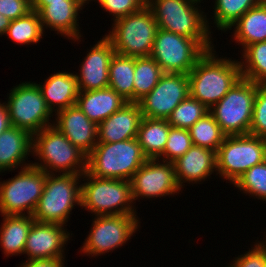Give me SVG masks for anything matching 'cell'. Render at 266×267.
Wrapping results in <instances>:
<instances>
[{
	"label": "cell",
	"instance_id": "4",
	"mask_svg": "<svg viewBox=\"0 0 266 267\" xmlns=\"http://www.w3.org/2000/svg\"><path fill=\"white\" fill-rule=\"evenodd\" d=\"M146 160L137 138L98 142L87 156V172L96 178L131 180Z\"/></svg>",
	"mask_w": 266,
	"mask_h": 267
},
{
	"label": "cell",
	"instance_id": "32",
	"mask_svg": "<svg viewBox=\"0 0 266 267\" xmlns=\"http://www.w3.org/2000/svg\"><path fill=\"white\" fill-rule=\"evenodd\" d=\"M189 132L193 145L210 149L216 153L227 136L210 112L191 126Z\"/></svg>",
	"mask_w": 266,
	"mask_h": 267
},
{
	"label": "cell",
	"instance_id": "3",
	"mask_svg": "<svg viewBox=\"0 0 266 267\" xmlns=\"http://www.w3.org/2000/svg\"><path fill=\"white\" fill-rule=\"evenodd\" d=\"M33 156L41 163H32L47 174L83 175L87 171V156L74 146L55 126L45 127L33 135Z\"/></svg>",
	"mask_w": 266,
	"mask_h": 267
},
{
	"label": "cell",
	"instance_id": "7",
	"mask_svg": "<svg viewBox=\"0 0 266 267\" xmlns=\"http://www.w3.org/2000/svg\"><path fill=\"white\" fill-rule=\"evenodd\" d=\"M80 178L82 175L47 174L43 193L32 215L35 221L65 225L73 207L81 206V185H77Z\"/></svg>",
	"mask_w": 266,
	"mask_h": 267
},
{
	"label": "cell",
	"instance_id": "30",
	"mask_svg": "<svg viewBox=\"0 0 266 267\" xmlns=\"http://www.w3.org/2000/svg\"><path fill=\"white\" fill-rule=\"evenodd\" d=\"M240 63L242 78L257 84H266V41L248 45Z\"/></svg>",
	"mask_w": 266,
	"mask_h": 267
},
{
	"label": "cell",
	"instance_id": "28",
	"mask_svg": "<svg viewBox=\"0 0 266 267\" xmlns=\"http://www.w3.org/2000/svg\"><path fill=\"white\" fill-rule=\"evenodd\" d=\"M135 57L114 53L109 65V85L128 102H134Z\"/></svg>",
	"mask_w": 266,
	"mask_h": 267
},
{
	"label": "cell",
	"instance_id": "24",
	"mask_svg": "<svg viewBox=\"0 0 266 267\" xmlns=\"http://www.w3.org/2000/svg\"><path fill=\"white\" fill-rule=\"evenodd\" d=\"M33 136L26 130L9 127L0 135V173L18 166L27 167L25 159L32 152ZM24 164V165H23Z\"/></svg>",
	"mask_w": 266,
	"mask_h": 267
},
{
	"label": "cell",
	"instance_id": "26",
	"mask_svg": "<svg viewBox=\"0 0 266 267\" xmlns=\"http://www.w3.org/2000/svg\"><path fill=\"white\" fill-rule=\"evenodd\" d=\"M170 128L167 119L142 118L137 139L147 159H160L164 153Z\"/></svg>",
	"mask_w": 266,
	"mask_h": 267
},
{
	"label": "cell",
	"instance_id": "11",
	"mask_svg": "<svg viewBox=\"0 0 266 267\" xmlns=\"http://www.w3.org/2000/svg\"><path fill=\"white\" fill-rule=\"evenodd\" d=\"M6 106L11 126L26 130L32 136L53 124L49 122V117L53 115L35 82H23L14 86L10 90Z\"/></svg>",
	"mask_w": 266,
	"mask_h": 267
},
{
	"label": "cell",
	"instance_id": "5",
	"mask_svg": "<svg viewBox=\"0 0 266 267\" xmlns=\"http://www.w3.org/2000/svg\"><path fill=\"white\" fill-rule=\"evenodd\" d=\"M82 177L87 182L80 184L81 207L96 216L136 214L130 180L96 178L87 171Z\"/></svg>",
	"mask_w": 266,
	"mask_h": 267
},
{
	"label": "cell",
	"instance_id": "41",
	"mask_svg": "<svg viewBox=\"0 0 266 267\" xmlns=\"http://www.w3.org/2000/svg\"><path fill=\"white\" fill-rule=\"evenodd\" d=\"M63 262L56 259L26 260L20 267H65Z\"/></svg>",
	"mask_w": 266,
	"mask_h": 267
},
{
	"label": "cell",
	"instance_id": "22",
	"mask_svg": "<svg viewBox=\"0 0 266 267\" xmlns=\"http://www.w3.org/2000/svg\"><path fill=\"white\" fill-rule=\"evenodd\" d=\"M37 85L51 113L59 112L77 103L79 88L76 75L73 73L57 72L48 77L43 85ZM54 108L57 109L53 110Z\"/></svg>",
	"mask_w": 266,
	"mask_h": 267
},
{
	"label": "cell",
	"instance_id": "25",
	"mask_svg": "<svg viewBox=\"0 0 266 267\" xmlns=\"http://www.w3.org/2000/svg\"><path fill=\"white\" fill-rule=\"evenodd\" d=\"M0 245L7 257L24 253L30 227L35 219L31 215H2Z\"/></svg>",
	"mask_w": 266,
	"mask_h": 267
},
{
	"label": "cell",
	"instance_id": "44",
	"mask_svg": "<svg viewBox=\"0 0 266 267\" xmlns=\"http://www.w3.org/2000/svg\"><path fill=\"white\" fill-rule=\"evenodd\" d=\"M11 20L5 16L0 15V35H5Z\"/></svg>",
	"mask_w": 266,
	"mask_h": 267
},
{
	"label": "cell",
	"instance_id": "39",
	"mask_svg": "<svg viewBox=\"0 0 266 267\" xmlns=\"http://www.w3.org/2000/svg\"><path fill=\"white\" fill-rule=\"evenodd\" d=\"M254 248L238 256L230 267H266V239L254 244Z\"/></svg>",
	"mask_w": 266,
	"mask_h": 267
},
{
	"label": "cell",
	"instance_id": "42",
	"mask_svg": "<svg viewBox=\"0 0 266 267\" xmlns=\"http://www.w3.org/2000/svg\"><path fill=\"white\" fill-rule=\"evenodd\" d=\"M9 127H11L10 118L5 103L0 102V135Z\"/></svg>",
	"mask_w": 266,
	"mask_h": 267
},
{
	"label": "cell",
	"instance_id": "17",
	"mask_svg": "<svg viewBox=\"0 0 266 267\" xmlns=\"http://www.w3.org/2000/svg\"><path fill=\"white\" fill-rule=\"evenodd\" d=\"M115 53L112 43L104 36L88 52L77 73L79 91H92L108 87L109 65Z\"/></svg>",
	"mask_w": 266,
	"mask_h": 267
},
{
	"label": "cell",
	"instance_id": "43",
	"mask_svg": "<svg viewBox=\"0 0 266 267\" xmlns=\"http://www.w3.org/2000/svg\"><path fill=\"white\" fill-rule=\"evenodd\" d=\"M64 0H33L32 10L39 12L45 5H48L50 2H57Z\"/></svg>",
	"mask_w": 266,
	"mask_h": 267
},
{
	"label": "cell",
	"instance_id": "10",
	"mask_svg": "<svg viewBox=\"0 0 266 267\" xmlns=\"http://www.w3.org/2000/svg\"><path fill=\"white\" fill-rule=\"evenodd\" d=\"M20 170L11 180L0 182L1 215H26V211L32 216L38 205L47 173L33 165Z\"/></svg>",
	"mask_w": 266,
	"mask_h": 267
},
{
	"label": "cell",
	"instance_id": "36",
	"mask_svg": "<svg viewBox=\"0 0 266 267\" xmlns=\"http://www.w3.org/2000/svg\"><path fill=\"white\" fill-rule=\"evenodd\" d=\"M189 129L171 127L164 148V153L160 158L162 161L174 162L182 157L192 146Z\"/></svg>",
	"mask_w": 266,
	"mask_h": 267
},
{
	"label": "cell",
	"instance_id": "33",
	"mask_svg": "<svg viewBox=\"0 0 266 267\" xmlns=\"http://www.w3.org/2000/svg\"><path fill=\"white\" fill-rule=\"evenodd\" d=\"M256 5V0H216L213 8L214 23L218 30H231L244 14Z\"/></svg>",
	"mask_w": 266,
	"mask_h": 267
},
{
	"label": "cell",
	"instance_id": "19",
	"mask_svg": "<svg viewBox=\"0 0 266 267\" xmlns=\"http://www.w3.org/2000/svg\"><path fill=\"white\" fill-rule=\"evenodd\" d=\"M142 118L138 102L126 103L98 125V142L114 143L137 138Z\"/></svg>",
	"mask_w": 266,
	"mask_h": 267
},
{
	"label": "cell",
	"instance_id": "8",
	"mask_svg": "<svg viewBox=\"0 0 266 267\" xmlns=\"http://www.w3.org/2000/svg\"><path fill=\"white\" fill-rule=\"evenodd\" d=\"M257 83L240 78L209 112L228 135L249 134Z\"/></svg>",
	"mask_w": 266,
	"mask_h": 267
},
{
	"label": "cell",
	"instance_id": "6",
	"mask_svg": "<svg viewBox=\"0 0 266 267\" xmlns=\"http://www.w3.org/2000/svg\"><path fill=\"white\" fill-rule=\"evenodd\" d=\"M113 22L112 31L105 37L112 43L115 53L133 57L151 55L158 24L147 5Z\"/></svg>",
	"mask_w": 266,
	"mask_h": 267
},
{
	"label": "cell",
	"instance_id": "18",
	"mask_svg": "<svg viewBox=\"0 0 266 267\" xmlns=\"http://www.w3.org/2000/svg\"><path fill=\"white\" fill-rule=\"evenodd\" d=\"M53 124L81 152L88 156L98 143L96 125L77 104L57 112Z\"/></svg>",
	"mask_w": 266,
	"mask_h": 267
},
{
	"label": "cell",
	"instance_id": "14",
	"mask_svg": "<svg viewBox=\"0 0 266 267\" xmlns=\"http://www.w3.org/2000/svg\"><path fill=\"white\" fill-rule=\"evenodd\" d=\"M188 96V74L163 73L158 84L138 104L143 117L168 119L175 107Z\"/></svg>",
	"mask_w": 266,
	"mask_h": 267
},
{
	"label": "cell",
	"instance_id": "9",
	"mask_svg": "<svg viewBox=\"0 0 266 267\" xmlns=\"http://www.w3.org/2000/svg\"><path fill=\"white\" fill-rule=\"evenodd\" d=\"M266 160V139L246 135H228L216 153V173L234 184L238 178Z\"/></svg>",
	"mask_w": 266,
	"mask_h": 267
},
{
	"label": "cell",
	"instance_id": "16",
	"mask_svg": "<svg viewBox=\"0 0 266 267\" xmlns=\"http://www.w3.org/2000/svg\"><path fill=\"white\" fill-rule=\"evenodd\" d=\"M69 235L64 225L34 221L29 229L23 254H27L28 260H64L63 247L70 239Z\"/></svg>",
	"mask_w": 266,
	"mask_h": 267
},
{
	"label": "cell",
	"instance_id": "29",
	"mask_svg": "<svg viewBox=\"0 0 266 267\" xmlns=\"http://www.w3.org/2000/svg\"><path fill=\"white\" fill-rule=\"evenodd\" d=\"M5 34L20 45L38 43L40 39H42V36H44V30L42 22L40 21L39 13L32 10L25 16L11 20Z\"/></svg>",
	"mask_w": 266,
	"mask_h": 267
},
{
	"label": "cell",
	"instance_id": "31",
	"mask_svg": "<svg viewBox=\"0 0 266 267\" xmlns=\"http://www.w3.org/2000/svg\"><path fill=\"white\" fill-rule=\"evenodd\" d=\"M162 74V69L151 56L135 57L134 102L148 94Z\"/></svg>",
	"mask_w": 266,
	"mask_h": 267
},
{
	"label": "cell",
	"instance_id": "12",
	"mask_svg": "<svg viewBox=\"0 0 266 267\" xmlns=\"http://www.w3.org/2000/svg\"><path fill=\"white\" fill-rule=\"evenodd\" d=\"M206 52L195 39L158 29L150 56L163 73L189 74Z\"/></svg>",
	"mask_w": 266,
	"mask_h": 267
},
{
	"label": "cell",
	"instance_id": "40",
	"mask_svg": "<svg viewBox=\"0 0 266 267\" xmlns=\"http://www.w3.org/2000/svg\"><path fill=\"white\" fill-rule=\"evenodd\" d=\"M32 11V5L26 0H0V15L10 20L18 19Z\"/></svg>",
	"mask_w": 266,
	"mask_h": 267
},
{
	"label": "cell",
	"instance_id": "15",
	"mask_svg": "<svg viewBox=\"0 0 266 267\" xmlns=\"http://www.w3.org/2000/svg\"><path fill=\"white\" fill-rule=\"evenodd\" d=\"M162 162L159 159H147L135 172L130 180L133 201H136L138 197L161 198L181 191L176 180L174 164Z\"/></svg>",
	"mask_w": 266,
	"mask_h": 267
},
{
	"label": "cell",
	"instance_id": "21",
	"mask_svg": "<svg viewBox=\"0 0 266 267\" xmlns=\"http://www.w3.org/2000/svg\"><path fill=\"white\" fill-rule=\"evenodd\" d=\"M176 180L180 186L183 183L205 181L214 171H217L216 152L207 148L192 145L180 158L173 162Z\"/></svg>",
	"mask_w": 266,
	"mask_h": 267
},
{
	"label": "cell",
	"instance_id": "23",
	"mask_svg": "<svg viewBox=\"0 0 266 267\" xmlns=\"http://www.w3.org/2000/svg\"><path fill=\"white\" fill-rule=\"evenodd\" d=\"M128 101L110 87L79 91L77 105L96 125L121 109Z\"/></svg>",
	"mask_w": 266,
	"mask_h": 267
},
{
	"label": "cell",
	"instance_id": "34",
	"mask_svg": "<svg viewBox=\"0 0 266 267\" xmlns=\"http://www.w3.org/2000/svg\"><path fill=\"white\" fill-rule=\"evenodd\" d=\"M208 112L204 104L189 95L175 107L167 120L171 127L189 129Z\"/></svg>",
	"mask_w": 266,
	"mask_h": 267
},
{
	"label": "cell",
	"instance_id": "35",
	"mask_svg": "<svg viewBox=\"0 0 266 267\" xmlns=\"http://www.w3.org/2000/svg\"><path fill=\"white\" fill-rule=\"evenodd\" d=\"M233 185L246 194L266 201V160L244 172Z\"/></svg>",
	"mask_w": 266,
	"mask_h": 267
},
{
	"label": "cell",
	"instance_id": "45",
	"mask_svg": "<svg viewBox=\"0 0 266 267\" xmlns=\"http://www.w3.org/2000/svg\"><path fill=\"white\" fill-rule=\"evenodd\" d=\"M257 5H265L266 6V0H256Z\"/></svg>",
	"mask_w": 266,
	"mask_h": 267
},
{
	"label": "cell",
	"instance_id": "37",
	"mask_svg": "<svg viewBox=\"0 0 266 267\" xmlns=\"http://www.w3.org/2000/svg\"><path fill=\"white\" fill-rule=\"evenodd\" d=\"M249 134L266 139V84H258Z\"/></svg>",
	"mask_w": 266,
	"mask_h": 267
},
{
	"label": "cell",
	"instance_id": "1",
	"mask_svg": "<svg viewBox=\"0 0 266 267\" xmlns=\"http://www.w3.org/2000/svg\"><path fill=\"white\" fill-rule=\"evenodd\" d=\"M208 50L189 72V95L210 109L242 77L239 61L217 58ZM216 55V56H215Z\"/></svg>",
	"mask_w": 266,
	"mask_h": 267
},
{
	"label": "cell",
	"instance_id": "38",
	"mask_svg": "<svg viewBox=\"0 0 266 267\" xmlns=\"http://www.w3.org/2000/svg\"><path fill=\"white\" fill-rule=\"evenodd\" d=\"M103 10L114 16V21L137 12L146 6L147 0H101Z\"/></svg>",
	"mask_w": 266,
	"mask_h": 267
},
{
	"label": "cell",
	"instance_id": "13",
	"mask_svg": "<svg viewBox=\"0 0 266 267\" xmlns=\"http://www.w3.org/2000/svg\"><path fill=\"white\" fill-rule=\"evenodd\" d=\"M137 218L136 214L96 216L80 250L93 257L121 247L138 229Z\"/></svg>",
	"mask_w": 266,
	"mask_h": 267
},
{
	"label": "cell",
	"instance_id": "2",
	"mask_svg": "<svg viewBox=\"0 0 266 267\" xmlns=\"http://www.w3.org/2000/svg\"><path fill=\"white\" fill-rule=\"evenodd\" d=\"M196 0H147L158 29L198 41L207 51L214 48L206 15ZM197 5V7H195ZM212 44V45H211Z\"/></svg>",
	"mask_w": 266,
	"mask_h": 267
},
{
	"label": "cell",
	"instance_id": "27",
	"mask_svg": "<svg viewBox=\"0 0 266 267\" xmlns=\"http://www.w3.org/2000/svg\"><path fill=\"white\" fill-rule=\"evenodd\" d=\"M234 39L243 50L251 44L266 41V6L249 9L234 25Z\"/></svg>",
	"mask_w": 266,
	"mask_h": 267
},
{
	"label": "cell",
	"instance_id": "46",
	"mask_svg": "<svg viewBox=\"0 0 266 267\" xmlns=\"http://www.w3.org/2000/svg\"><path fill=\"white\" fill-rule=\"evenodd\" d=\"M85 5L87 4V3H89L88 1H92V0H81Z\"/></svg>",
	"mask_w": 266,
	"mask_h": 267
},
{
	"label": "cell",
	"instance_id": "20",
	"mask_svg": "<svg viewBox=\"0 0 266 267\" xmlns=\"http://www.w3.org/2000/svg\"><path fill=\"white\" fill-rule=\"evenodd\" d=\"M83 6L85 5L81 0L50 2L38 12L43 30L49 27L68 39L79 40L81 35L77 18L78 11L82 10Z\"/></svg>",
	"mask_w": 266,
	"mask_h": 267
},
{
	"label": "cell",
	"instance_id": "47",
	"mask_svg": "<svg viewBox=\"0 0 266 267\" xmlns=\"http://www.w3.org/2000/svg\"><path fill=\"white\" fill-rule=\"evenodd\" d=\"M26 1H28L31 5H32V3H33V0H26Z\"/></svg>",
	"mask_w": 266,
	"mask_h": 267
}]
</instances>
